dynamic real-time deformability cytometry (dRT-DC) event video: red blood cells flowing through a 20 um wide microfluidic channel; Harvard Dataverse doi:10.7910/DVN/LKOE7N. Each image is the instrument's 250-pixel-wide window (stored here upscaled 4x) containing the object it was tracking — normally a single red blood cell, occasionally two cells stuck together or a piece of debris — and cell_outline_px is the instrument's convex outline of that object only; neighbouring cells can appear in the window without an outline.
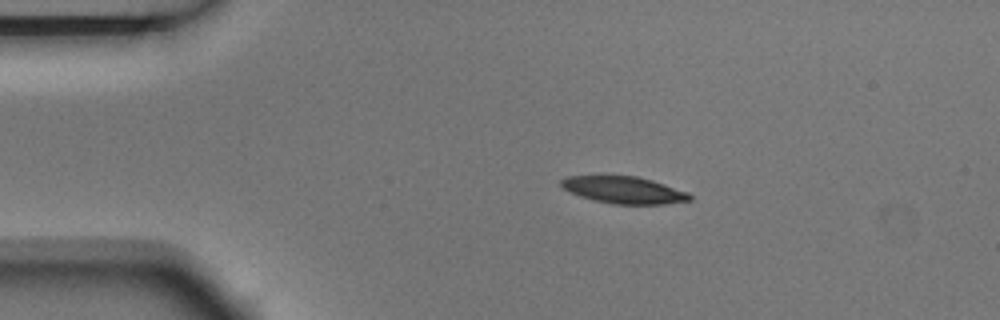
{"species": "Egyptian fruit bat (a non-hibernating species)", "species_latin": "Rousettus aegyptiacus", "temperature_condition": "room temperature", "stored_images_in_passage": 9, "camera_frame_rate_fps": 3000, "um_per_image_px": 0.085, "animal": {"sex": "male"}, "frame": {"image": 1, "passage_image": 1, "time_ms": 0.0, "image_size_px": [1000, 320], "cell_outline_px": [[692, 200], [664, 204], [612, 204], [580, 196], [568, 192], [560, 188], [560, 180], [568, 176], [636, 176], [652, 180], [688, 192], [692, 196]], "centroid_in_image_um": [53.0, 16.15], "position_along_channel_um": 32.0, "area_um2": 20.23}}
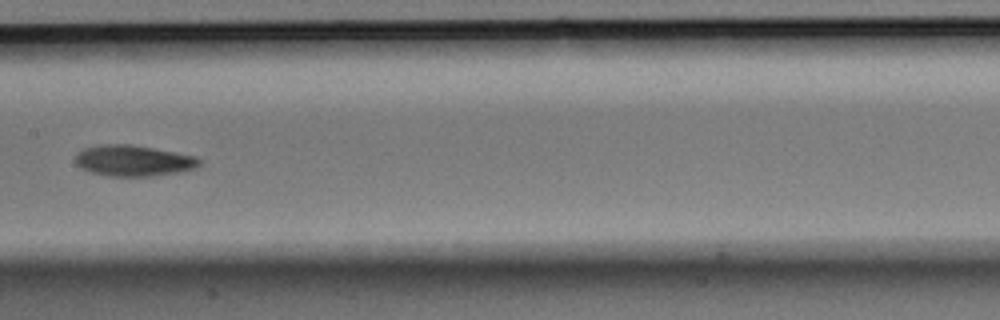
{"frame": {"image": 2, "passage_image": 6, "time_ms": 1.667, "image_size_px": [1000, 320], "cell_outline_px": [[200, 164], [192, 168], [180, 172], [152, 176], [108, 176], [92, 172], [80, 168], [76, 164], [76, 156], [84, 148], [100, 144], [128, 144], [152, 148], [196, 156], [200, 160]], "centroid_in_image_um": [11.32, 13.66], "position_along_channel_um": 196.1, "area_um2": 22.14}}
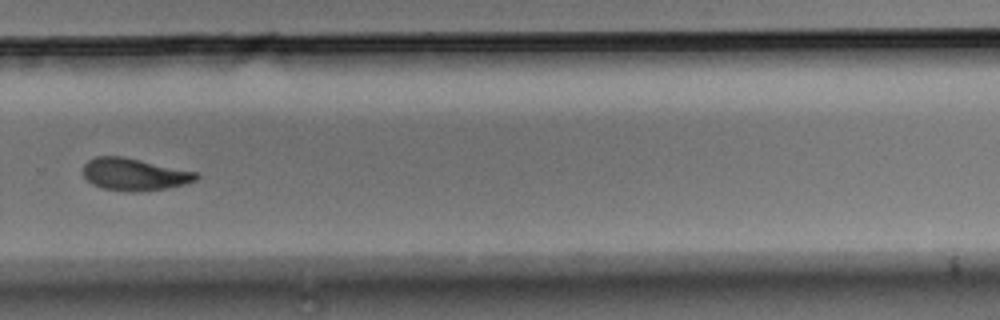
{"frame": {"image": 3, "passage_image": 9, "time_ms": 2.667, "image_size_px": [1000, 320], "cell_outline_px": [[200, 176], [196, 180], [184, 184], [164, 188], [104, 188], [92, 184], [84, 176], [84, 164], [88, 160], [96, 156], [120, 156], [200, 172]], "centroid_in_image_um": [11.45, 14.75], "position_along_channel_um": 318.4, "area_um2": 20.17}}